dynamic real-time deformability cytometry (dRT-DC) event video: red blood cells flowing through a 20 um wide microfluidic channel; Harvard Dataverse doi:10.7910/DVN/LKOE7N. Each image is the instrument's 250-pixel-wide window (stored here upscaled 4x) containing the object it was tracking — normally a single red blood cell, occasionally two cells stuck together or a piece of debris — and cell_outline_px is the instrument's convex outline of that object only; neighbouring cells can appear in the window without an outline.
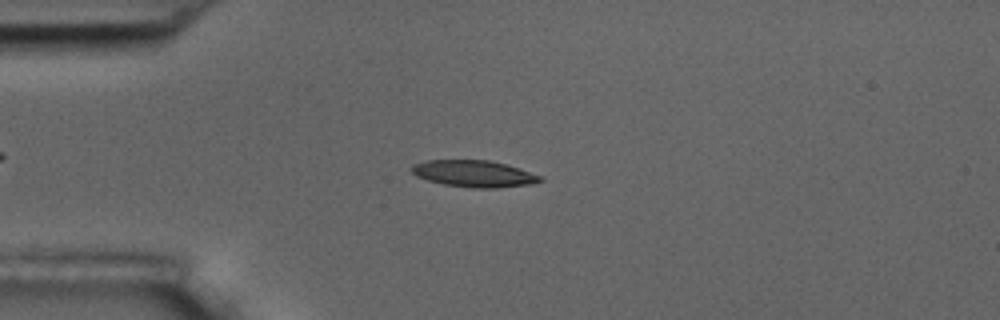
{"species": "common noctule bat (a hibernating species)", "species_latin": "Nyctalus noctula", "temperature_condition": "room temperature", "stored_images_in_passage": 56, "camera_frame_rate_fps": 3000, "um_per_image_px": 0.085, "animal": {"sex": "male", "body_mass_g": 17.5, "forearm_length_mm": 52.3}, "frame": {"image": 1, "passage_image": 14, "time_ms": 4.333, "image_size_px": [1000, 320], "cell_outline_px": [[544, 180], [532, 184], [496, 188], [472, 188], [444, 184], [428, 180], [416, 176], [408, 168], [412, 164], [424, 160], [488, 160], [504, 164], [544, 176]], "centroid_in_image_um": [40.27, 14.76], "position_along_channel_um": 44.7, "area_um2": 20.11}}
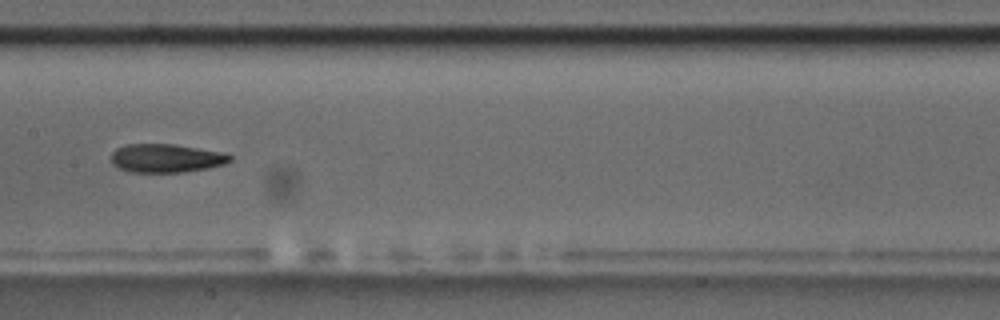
{"frame": {"image": 2, "passage_image": 28, "time_ms": 9.0, "image_size_px": [1000, 320], "cell_outline_px": [[232, 160], [224, 164], [208, 168], [184, 172], [128, 172], [112, 164], [112, 152], [116, 148], [128, 144], [172, 144], [224, 152], [232, 156]], "centroid_in_image_um": [14.13, 13.45], "position_along_channel_um": 193.3, "area_um2": 19.77}}
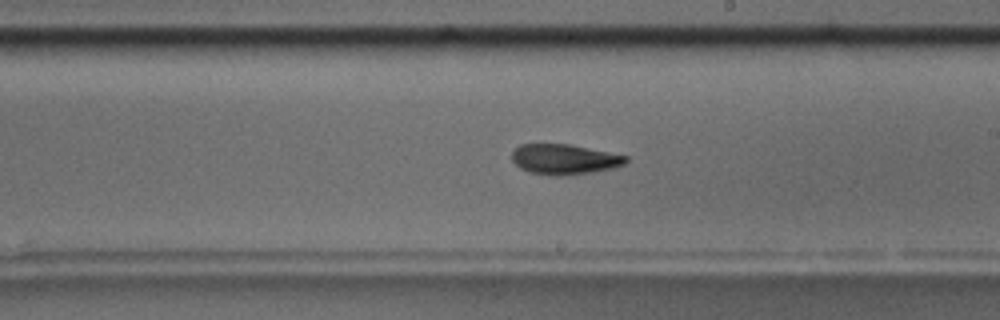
{"frame": {"image": 3, "passage_image": 32, "time_ms": 10.333, "image_size_px": [1000, 320], "cell_outline_px": [[628, 160], [624, 164], [616, 168], [592, 172], [564, 176], [556, 176], [528, 172], [520, 168], [512, 160], [512, 152], [520, 144], [568, 144], [628, 156]], "centroid_in_image_um": [47.97, 13.55], "position_along_channel_um": 241.0, "area_um2": 20.11}, "authors_computed_cell_mechanics": {"area_um2": 19.941, "velocity_mm_per_s": 3.5988, "shape_relaxation_time_tau1_ms": null, "shape_relaxation_time_tau2_ms": 3.7446, "deformation_change_tau1": null, "deformation_change_tau2": 0.114}}